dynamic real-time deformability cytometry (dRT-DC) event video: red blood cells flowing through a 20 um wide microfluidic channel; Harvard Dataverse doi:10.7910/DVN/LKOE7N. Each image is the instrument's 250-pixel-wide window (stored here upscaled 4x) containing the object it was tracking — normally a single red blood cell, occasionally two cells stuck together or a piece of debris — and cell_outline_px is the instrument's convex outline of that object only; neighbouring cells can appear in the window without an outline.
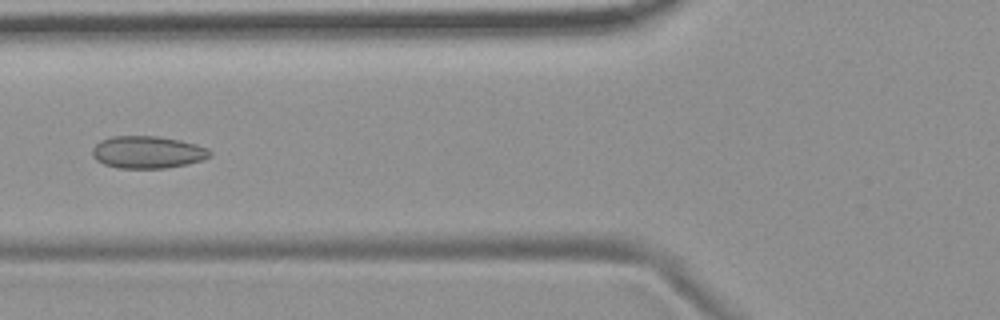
{"species": "common noctule bat (a hibernating species)", "species_latin": "Nyctalus noctula", "temperature_condition": "room temperature", "stored_images_in_passage": 6, "camera_frame_rate_fps": 3000, "um_per_image_px": 0.085, "animal": {"sex": "female", "body_mass_g": 19.9}, "frame": {"image": 1, "passage_image": 6, "time_ms": 7.0, "image_size_px": [1000, 320], "cell_outline_px": [[212, 156], [204, 160], [188, 164], [164, 168], [116, 168], [104, 164], [96, 160], [92, 156], [92, 148], [100, 140], [112, 136], [156, 136], [180, 140], [196, 144], [208, 148], [212, 152]], "centroid_in_image_um": [12.56, 12.94], "position_along_channel_um": 113.2, "area_um2": 22.37}}